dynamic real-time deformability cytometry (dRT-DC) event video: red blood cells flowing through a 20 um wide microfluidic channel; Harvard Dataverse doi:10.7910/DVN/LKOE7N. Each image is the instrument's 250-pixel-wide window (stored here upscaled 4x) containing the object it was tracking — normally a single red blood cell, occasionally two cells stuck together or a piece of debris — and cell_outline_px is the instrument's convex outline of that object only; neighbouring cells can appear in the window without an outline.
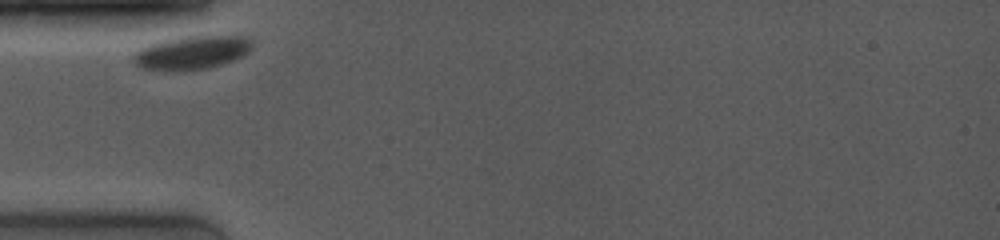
{"species": "common noctule bat (a hibernating species)", "species_latin": "Nyctalus noctula", "temperature_condition": "room temperature", "stored_images_in_passage": 50, "camera_frame_rate_fps": 4000, "um_per_image_px": 0.085, "animal": {"sex": "female", "body_mass_g": 19.0, "forearm_length_mm": 53.3}, "frame": {"image": 1, "passage_image": 1, "time_ms": 0.0, "image_size_px": [1000, 240], "cell_outline_px": [[252, 48], [244, 56], [208, 68], [184, 72], [168, 72], [140, 68], [132, 60], [132, 56], [140, 48], [148, 44], [188, 36], [248, 36], [252, 40]], "centroid_in_image_um": [16.28, 4.5], "position_along_channel_um": 68.7, "area_um2": 23.52}}
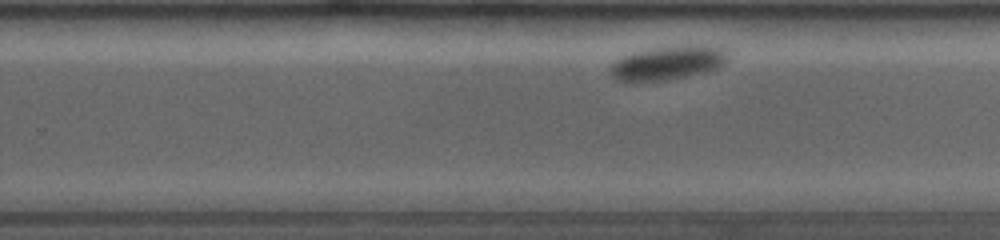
{"frame": {"image": 2, "passage_image": 35, "time_ms": 6.25, "image_size_px": [1000, 240], "cell_outline_px": [[728, 60], [724, 64], [716, 68], [704, 72], [668, 80], [616, 80], [612, 76], [608, 68], [616, 60], [632, 52], [648, 48], [680, 44], [720, 44], [724, 48], [728, 56]], "centroid_in_image_um": [56.84, 5.28], "position_along_channel_um": 273.0, "area_um2": 23.7}}
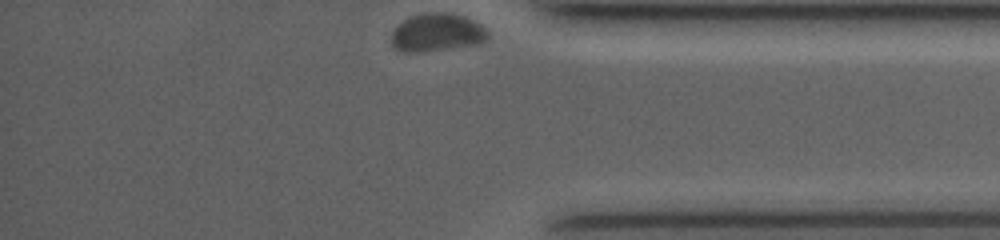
{"frame": {"image": 3, "passage_image": 50, "time_ms": 10.0, "image_size_px": [1000, 240], "cell_outline_px": [[488, 40], [480, 44], [420, 52], [404, 52], [392, 48], [392, 32], [404, 20], [412, 16], [424, 12], [448, 12], [464, 16], [480, 24], [488, 32]], "centroid_in_image_um": [37.16, 2.77], "position_along_channel_um": 398.0, "area_um2": 21.44}}